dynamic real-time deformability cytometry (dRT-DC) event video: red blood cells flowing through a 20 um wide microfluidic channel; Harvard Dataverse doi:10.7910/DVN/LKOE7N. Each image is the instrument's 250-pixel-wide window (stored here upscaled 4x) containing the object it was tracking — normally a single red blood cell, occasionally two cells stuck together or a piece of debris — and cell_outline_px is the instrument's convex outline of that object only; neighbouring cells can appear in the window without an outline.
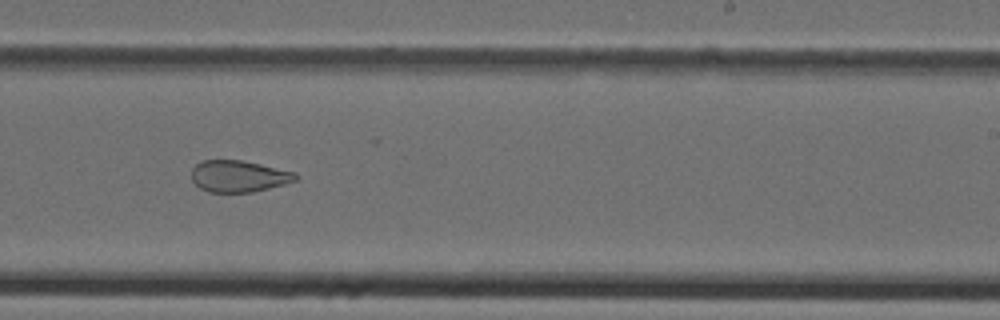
{"species": "Egyptian fruit bat (a non-hibernating species)", "species_latin": "Rousettus aegyptiacus", "temperature_condition": "cold", "stored_images_in_passage": 35, "camera_frame_rate_fps": 3000, "um_per_image_px": 0.085, "animal": {"sex": "female"}, "frame": {"image": 1, "passage_image": 20, "time_ms": 6.333, "image_size_px": [1000, 320], "cell_outline_px": [[296, 180], [284, 184], [252, 192], [208, 192], [200, 188], [192, 180], [192, 168], [200, 160], [240, 160], [260, 164], [296, 172]], "centroid_in_image_um": [20.26, 14.97], "position_along_channel_um": 268.7, "area_um2": 19.07}}